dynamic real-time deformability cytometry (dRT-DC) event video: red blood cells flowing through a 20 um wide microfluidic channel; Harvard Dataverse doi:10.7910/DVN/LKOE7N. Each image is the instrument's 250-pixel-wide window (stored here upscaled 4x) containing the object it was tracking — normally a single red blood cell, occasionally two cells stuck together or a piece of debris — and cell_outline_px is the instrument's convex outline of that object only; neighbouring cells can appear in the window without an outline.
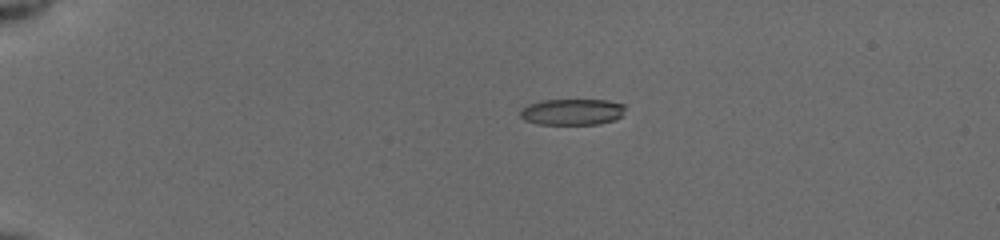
{"species": "common noctule bat (a hibernating species)", "species_latin": "Nyctalus noctula", "temperature_condition": "cold", "stored_images_in_passage": 42, "camera_frame_rate_fps": 3000, "um_per_image_px": 0.085, "animal": {"sex": "female", "body_mass_g": 19.5, "forearm_length_mm": 54.1}, "frame": {"image": 1, "passage_image": 1, "time_ms": 0.0, "image_size_px": [1000, 240], "cell_outline_px": [[624, 108], [620, 116], [616, 120], [600, 124], [540, 124], [524, 120], [520, 116], [520, 112], [528, 104], [540, 100], [608, 100], [624, 104]], "centroid_in_image_um": [48.64, 9.51], "position_along_channel_um": 36.4, "area_um2": 16.01}}
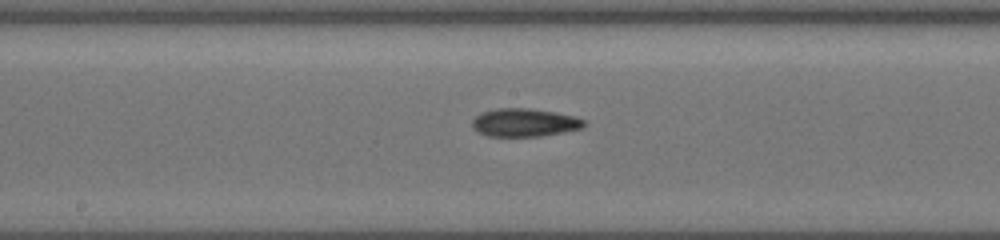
{"frame": {"image": 2, "passage_image": 19, "time_ms": 6.0, "image_size_px": [1000, 240], "cell_outline_px": [[584, 128], [540, 136], [488, 136], [472, 128], [472, 120], [480, 112], [496, 108], [528, 108], [556, 112], [576, 116], [584, 120]], "centroid_in_image_um": [44.57, 10.4], "position_along_channel_um": 203.6, "area_um2": 18.38}}
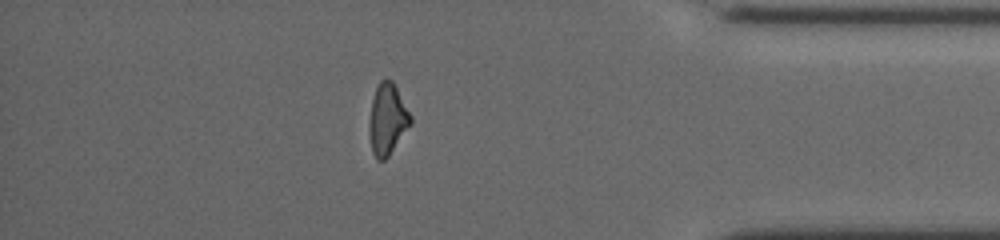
{"frame": {"image": 3, "passage_image": 36, "time_ms": 11.667, "image_size_px": [1000, 240], "cell_outline_px": [[412, 124], [388, 156], [384, 160], [376, 160], [372, 152], [368, 132], [368, 124], [372, 100], [376, 88], [380, 80], [392, 80], [412, 116]], "centroid_in_image_um": [32.92, 10.17], "position_along_channel_um": 402.3, "area_um2": 17.22}, "authors_computed_cell_mechanics": {"area_um2": 17.4845, "velocity_mm_per_s": 3.933, "shape_relaxation_time_tau1_ms": null, "shape_relaxation_time_tau2_ms": 3.9722, "deformation_change_tau1": null, "deformation_change_tau2": 0.1191}}